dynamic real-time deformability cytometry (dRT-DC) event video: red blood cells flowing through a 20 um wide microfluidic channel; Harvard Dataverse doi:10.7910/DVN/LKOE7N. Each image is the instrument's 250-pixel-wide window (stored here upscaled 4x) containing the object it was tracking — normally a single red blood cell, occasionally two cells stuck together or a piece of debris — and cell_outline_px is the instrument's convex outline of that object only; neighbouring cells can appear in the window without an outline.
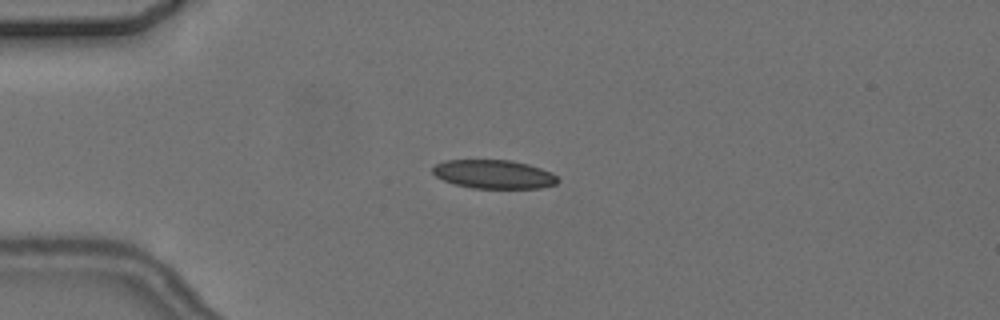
{"species": "common noctule bat (a hibernating species)", "species_latin": "Nyctalus noctula", "temperature_condition": "cold", "stored_images_in_passage": 6, "camera_frame_rate_fps": 3000, "um_per_image_px": 0.085, "animal": {"sex": "female", "body_mass_g": 24.6, "forearm_length_mm": 56.2}, "frame": {"image": 1, "passage_image": 4, "time_ms": 3.333, "image_size_px": [1000, 320], "cell_outline_px": [[560, 180], [556, 184], [540, 188], [472, 188], [456, 184], [444, 180], [436, 176], [432, 172], [432, 168], [436, 164], [444, 160], [512, 160], [528, 164], [552, 172]], "centroid_in_image_um": [41.99, 14.81], "position_along_channel_um": 43.0, "area_um2": 20.92}}
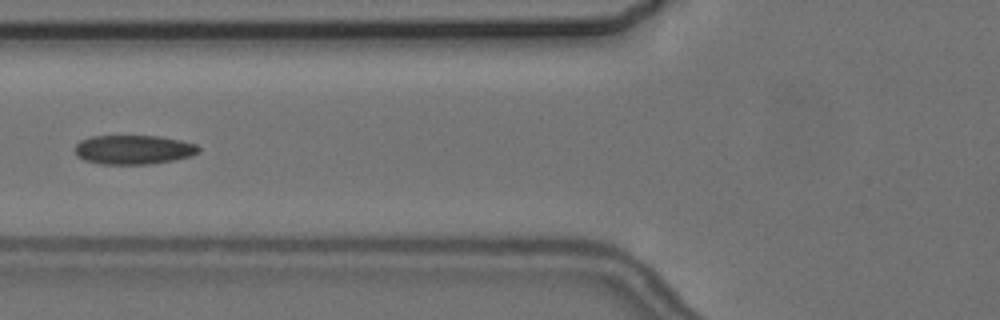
{"frame": {"image": 2, "passage_image": 6, "time_ms": 6.0, "image_size_px": [1000, 320], "cell_outline_px": [[200, 152], [192, 156], [152, 164], [100, 164], [84, 160], [76, 156], [76, 144], [80, 140], [92, 136], [160, 136], [180, 140], [196, 144], [200, 148]], "centroid_in_image_um": [11.36, 12.72], "position_along_channel_um": 114.4, "area_um2": 21.15}}